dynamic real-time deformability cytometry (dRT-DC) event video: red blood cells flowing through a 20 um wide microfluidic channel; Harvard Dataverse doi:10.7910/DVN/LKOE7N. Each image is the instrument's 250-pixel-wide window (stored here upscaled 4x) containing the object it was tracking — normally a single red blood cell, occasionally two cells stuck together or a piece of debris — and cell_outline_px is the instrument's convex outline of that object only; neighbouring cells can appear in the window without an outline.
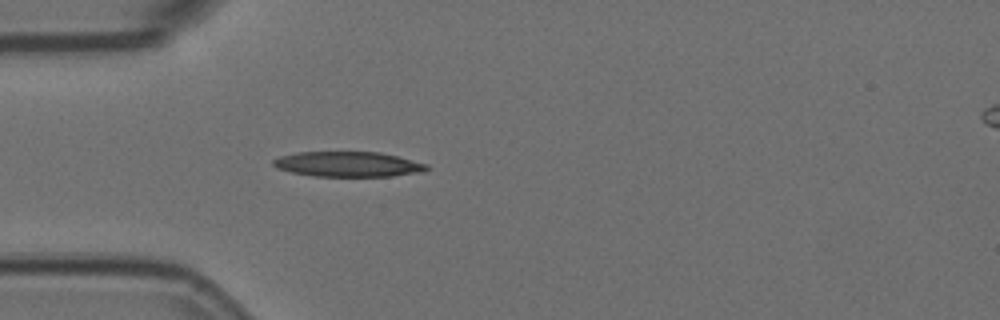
{"species": "Egyptian fruit bat (a non-hibernating species)", "species_latin": "Rousettus aegyptiacus", "temperature_condition": "room temperature", "stored_images_in_passage": 40, "camera_frame_rate_fps": 3000, "um_per_image_px": 0.085, "animal": {"sex": "female"}, "frame": {"image": 1, "passage_image": 1, "time_ms": 0.0, "image_size_px": [1000, 320], "cell_outline_px": [[428, 168], [424, 172], [392, 176], [312, 176], [292, 172], [276, 168], [272, 164], [272, 160], [280, 156], [296, 152], [380, 152], [428, 164]], "centroid_in_image_um": [29.57, 13.96], "position_along_channel_um": 55.4, "area_um2": 22.48}}
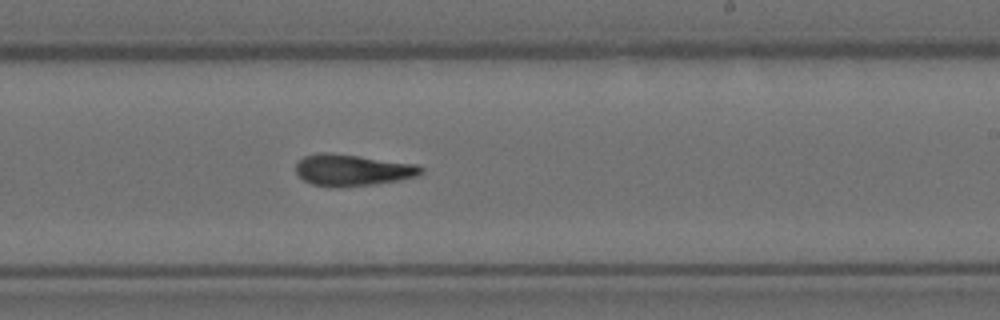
{"frame": {"image": 2, "passage_image": 18, "time_ms": 5.667, "image_size_px": [1000, 320], "cell_outline_px": [[424, 172], [416, 176], [396, 180], [372, 184], [340, 188], [332, 188], [312, 184], [304, 180], [296, 172], [296, 164], [304, 156], [320, 152], [328, 152], [416, 164], [424, 168]], "centroid_in_image_um": [29.93, 14.46], "position_along_channel_um": 259.1, "area_um2": 22.89}}
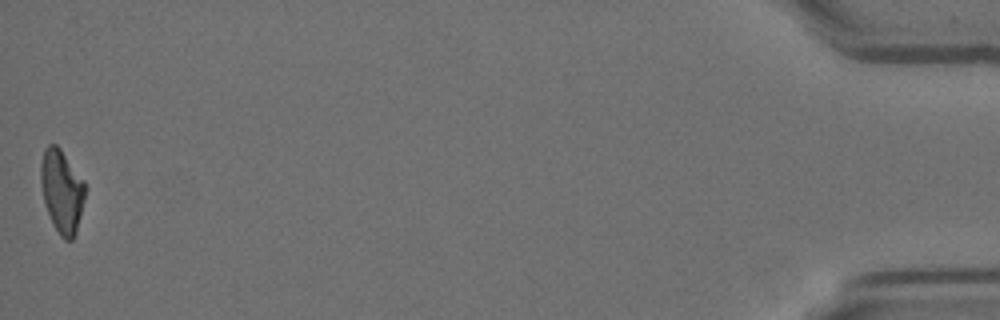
{"frame": {"image": 3, "passage_image": 40, "time_ms": 13.0, "image_size_px": [1000, 320], "cell_outline_px": [[88, 188], [76, 232], [72, 240], [64, 240], [60, 236], [52, 224], [44, 200], [40, 180], [40, 164], [44, 148], [48, 144], [56, 144], [60, 148], [84, 180]], "centroid_in_image_um": [5.27, 16.24], "position_along_channel_um": 429.9, "area_um2": 21.79}, "authors_computed_cell_mechanics": {"area_um2": 22.4842, "velocity_mm_per_s": 3.6726, "shape_relaxation_time_tau1_ms": 6.5866, "shape_relaxation_time_tau2_ms": 4.6956, "deformation_change_tau1": 0.213, "deformation_change_tau2": 0.1521}}